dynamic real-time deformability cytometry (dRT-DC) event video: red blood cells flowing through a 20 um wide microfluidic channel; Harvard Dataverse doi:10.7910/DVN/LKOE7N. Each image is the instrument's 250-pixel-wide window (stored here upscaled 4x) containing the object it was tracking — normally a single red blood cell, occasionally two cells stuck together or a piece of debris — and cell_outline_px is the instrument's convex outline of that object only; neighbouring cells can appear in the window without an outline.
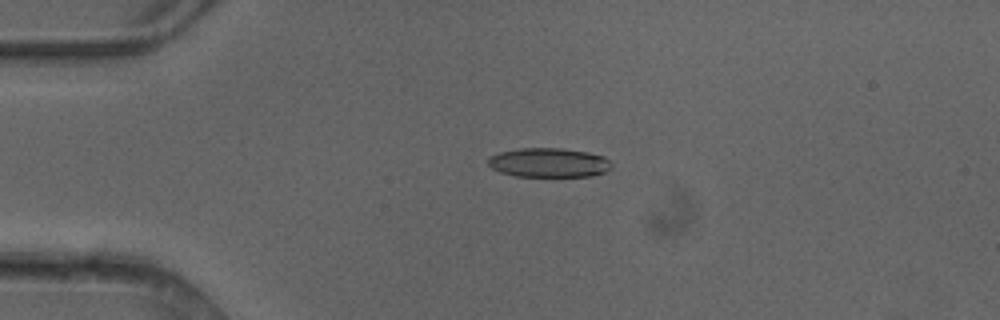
{"species": "common noctule bat (a hibernating species)", "species_latin": "Nyctalus noctula", "temperature_condition": "cold", "stored_images_in_passage": 3, "camera_frame_rate_fps": 3000, "um_per_image_px": 0.085, "animal": {"sex": "female"}, "frame": {"image": 1, "passage_image": 3, "time_ms": 0.667, "image_size_px": [1000, 320], "cell_outline_px": [[612, 168], [604, 172], [592, 176], [516, 176], [500, 172], [492, 168], [488, 164], [488, 160], [492, 156], [500, 152], [520, 148], [560, 148], [588, 152], [604, 156], [612, 164]], "centroid_in_image_um": [46.68, 13.82], "position_along_channel_um": 38.3, "area_um2": 20.98}}